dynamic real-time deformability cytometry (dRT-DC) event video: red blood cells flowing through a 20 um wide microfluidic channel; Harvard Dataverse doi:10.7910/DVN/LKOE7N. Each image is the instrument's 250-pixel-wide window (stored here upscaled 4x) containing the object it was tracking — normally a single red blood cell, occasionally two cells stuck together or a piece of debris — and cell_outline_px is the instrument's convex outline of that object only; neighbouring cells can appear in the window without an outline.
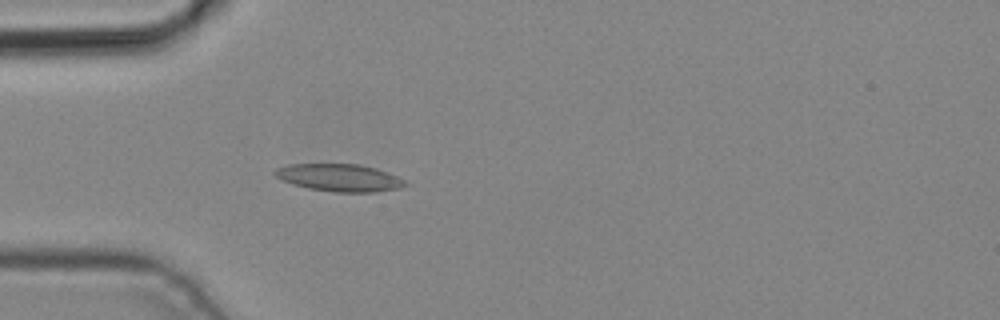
{"species": "common noctule bat (a hibernating species)", "species_latin": "Nyctalus noctula", "temperature_condition": "cold", "stored_images_in_passage": 1, "camera_frame_rate_fps": 3000, "um_per_image_px": 0.085, "animal": {"sex": "male", "body_mass_g": 19.2, "forearm_length_mm": 51.8}, "frame": {"image": 1, "passage_image": 1, "time_ms": 0.0, "image_size_px": [1000, 320], "cell_outline_px": [[408, 184], [400, 188], [376, 192], [332, 192], [308, 188], [292, 184], [280, 180], [272, 172], [276, 168], [288, 164], [360, 164], [376, 168], [388, 172], [404, 180]], "centroid_in_image_um": [28.83, 15.1], "position_along_channel_um": 56.2, "area_um2": 20.98}}